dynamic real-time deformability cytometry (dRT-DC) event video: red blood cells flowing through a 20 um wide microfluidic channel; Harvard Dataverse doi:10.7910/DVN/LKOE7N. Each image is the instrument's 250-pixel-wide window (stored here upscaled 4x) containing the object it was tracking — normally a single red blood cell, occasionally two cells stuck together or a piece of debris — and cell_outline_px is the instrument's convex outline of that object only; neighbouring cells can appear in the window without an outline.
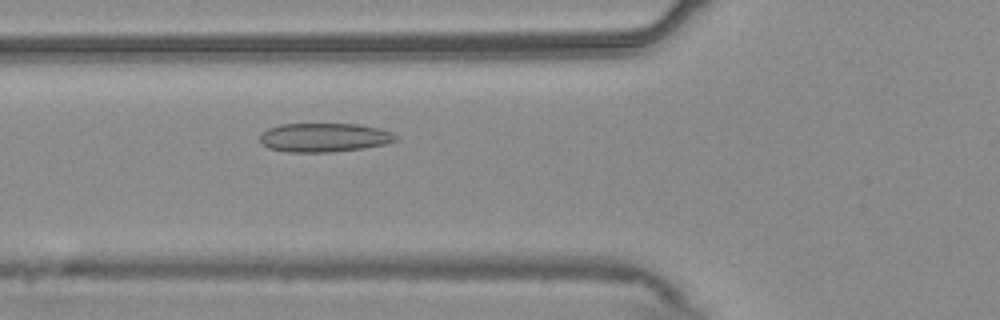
{"species": "common noctule bat (a hibernating species)", "species_latin": "Nyctalus noctula", "temperature_condition": "warm", "stored_images_in_passage": 53, "camera_frame_rate_fps": 3000, "um_per_image_px": 0.085, "animal": {"sex": "male", "body_mass_g": 20.4}, "frame": {"image": 1, "passage_image": 19, "time_ms": 6.0, "image_size_px": [1000, 320], "cell_outline_px": [[400, 140], [384, 144], [364, 148], [332, 152], [288, 152], [268, 148], [260, 140], [260, 136], [268, 128], [280, 124], [360, 124], [380, 128], [392, 132]], "centroid_in_image_um": [27.6, 11.68], "position_along_channel_um": 98.2, "area_um2": 22.95}}
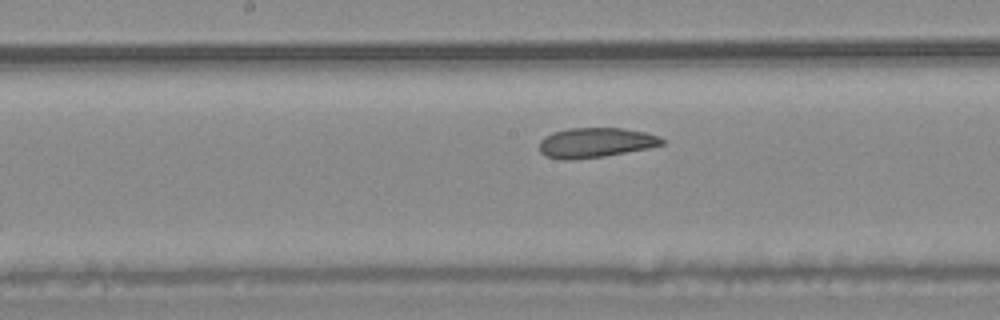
{"frame": {"image": 2, "passage_image": 27, "time_ms": 8.667, "image_size_px": [1000, 320], "cell_outline_px": [[664, 144], [648, 148], [604, 156], [572, 160], [560, 160], [544, 156], [540, 152], [540, 140], [544, 136], [552, 132], [568, 128], [624, 128], [644, 132], [660, 136], [664, 140]], "centroid_in_image_um": [50.58, 12.12], "position_along_channel_um": 197.6, "area_um2": 21.5}}
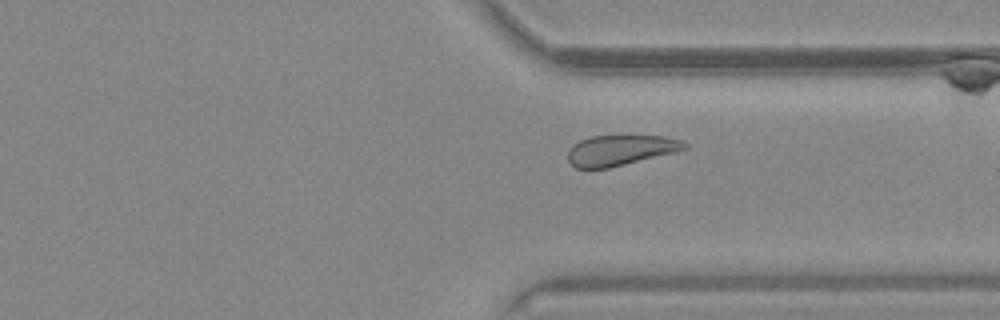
{"frame": {"image": 3, "passage_image": 40, "time_ms": 13.0, "image_size_px": [1000, 320], "cell_outline_px": [[688, 148], [676, 152], [608, 168], [576, 168], [568, 160], [568, 148], [572, 144], [580, 140], [592, 136], [668, 136], [684, 140], [688, 144]], "centroid_in_image_um": [52.77, 12.76], "position_along_channel_um": 358.6, "area_um2": 20.81}, "authors_computed_cell_mechanics": {"area_um2": 22.9466, "velocity_mm_per_s": 3.7096, "shape_relaxation_time_tau1_ms": null, "shape_relaxation_time_tau2_ms": 4.6958, "deformation_change_tau1": null, "deformation_change_tau2": 0.0998}}